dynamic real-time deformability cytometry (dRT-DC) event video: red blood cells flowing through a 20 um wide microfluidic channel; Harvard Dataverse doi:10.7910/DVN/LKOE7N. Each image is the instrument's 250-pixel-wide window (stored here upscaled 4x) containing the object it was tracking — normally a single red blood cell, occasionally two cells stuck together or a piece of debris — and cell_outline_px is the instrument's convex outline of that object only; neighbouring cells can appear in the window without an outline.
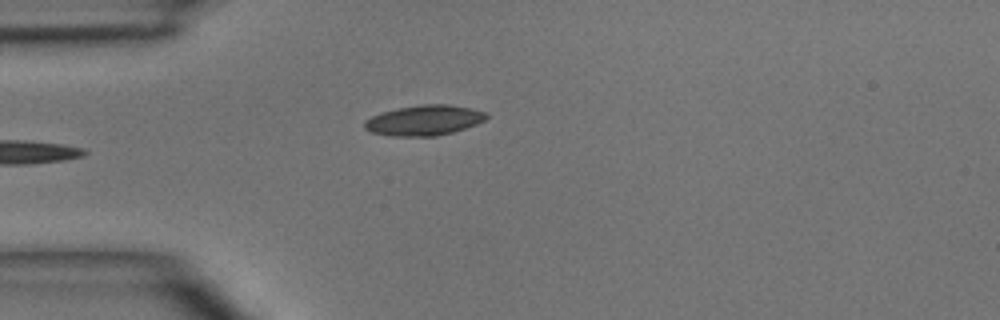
{"species": "common noctule bat (a hibernating species)", "species_latin": "Nyctalus noctula", "temperature_condition": "room temperature", "stored_images_in_passage": 3, "camera_frame_rate_fps": 3000, "um_per_image_px": 0.085, "animal": {"sex": "male", "body_mass_g": 15.6}, "frame": {"image": 1, "passage_image": 3, "time_ms": 3.333, "image_size_px": [1000, 320], "cell_outline_px": [[488, 116], [484, 120], [476, 124], [452, 132], [436, 136], [388, 136], [372, 132], [364, 128], [364, 120], [372, 116], [384, 112], [400, 108], [424, 104], [448, 104], [472, 108], [484, 112]], "centroid_in_image_um": [36.04, 10.23], "position_along_channel_um": 49.0, "area_um2": 21.27}}